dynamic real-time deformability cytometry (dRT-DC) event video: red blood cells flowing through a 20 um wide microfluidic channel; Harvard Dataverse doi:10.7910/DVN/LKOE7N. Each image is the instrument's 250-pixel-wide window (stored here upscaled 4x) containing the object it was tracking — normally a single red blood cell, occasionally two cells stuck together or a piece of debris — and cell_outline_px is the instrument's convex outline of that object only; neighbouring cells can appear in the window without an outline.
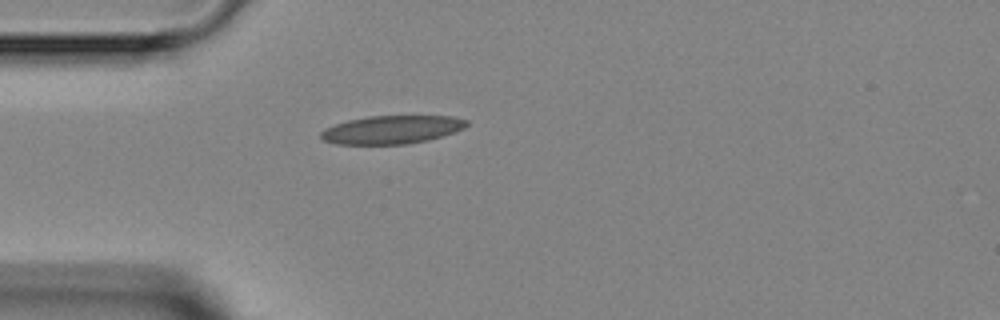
{"species": "Egyptian fruit bat (a non-hibernating species)", "species_latin": "Rousettus aegyptiacus", "temperature_condition": "room temperature", "stored_images_in_passage": 4, "camera_frame_rate_fps": 3000, "um_per_image_px": 0.085, "animal": {"sex": "female"}, "frame": {"image": 1, "passage_image": 4, "time_ms": 5.0, "image_size_px": [1000, 320], "cell_outline_px": [[468, 124], [464, 128], [456, 132], [428, 140], [408, 144], [336, 144], [324, 140], [320, 136], [320, 132], [324, 128], [348, 120], [368, 116], [452, 116], [468, 120]], "centroid_in_image_um": [33.32, 11.02], "position_along_channel_um": 51.7, "area_um2": 24.04}}